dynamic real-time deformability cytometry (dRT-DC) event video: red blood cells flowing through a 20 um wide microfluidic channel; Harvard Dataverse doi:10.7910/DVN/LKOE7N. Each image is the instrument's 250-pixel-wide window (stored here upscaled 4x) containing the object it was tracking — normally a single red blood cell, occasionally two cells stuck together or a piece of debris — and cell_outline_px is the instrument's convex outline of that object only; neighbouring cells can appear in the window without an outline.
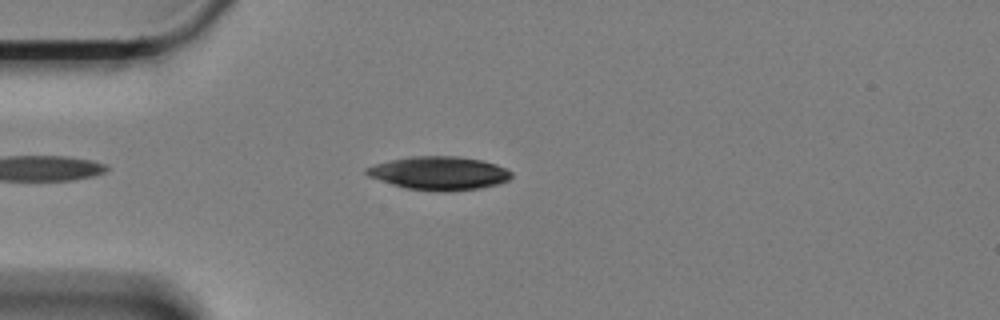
{"species": "Egyptian fruit bat (a non-hibernating species)", "species_latin": "Rousettus aegyptiacus", "temperature_condition": "cold", "stored_images_in_passage": 42, "camera_frame_rate_fps": 3000, "um_per_image_px": 0.085, "animal": {"sex": "female"}, "frame": {"image": 1, "passage_image": 7, "time_ms": 2.0, "image_size_px": [1000, 320], "cell_outline_px": [[512, 176], [508, 180], [496, 184], [480, 188], [448, 192], [440, 192], [404, 188], [368, 176], [364, 172], [364, 168], [376, 164], [392, 160], [412, 156], [456, 156], [480, 160], [496, 164], [512, 172]], "centroid_in_image_um": [37.31, 14.73], "position_along_channel_um": 47.7, "area_um2": 28.15}}
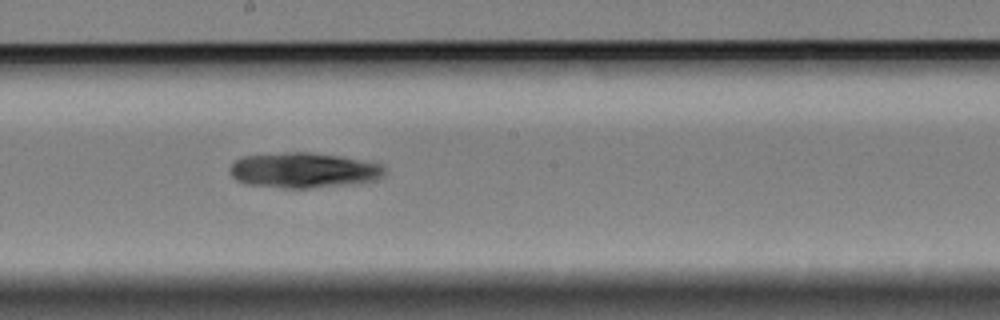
{"frame": {"image": 2, "passage_image": 24, "time_ms": 7.667, "image_size_px": [1000, 320], "cell_outline_px": [[384, 172], [376, 180], [352, 184], [312, 188], [280, 188], [244, 184], [236, 180], [228, 172], [228, 168], [236, 160], [244, 156], [284, 152], [308, 152], [340, 156], [380, 164], [384, 168]], "centroid_in_image_um": [25.74, 14.48], "position_along_channel_um": 222.5, "area_um2": 31.91}}
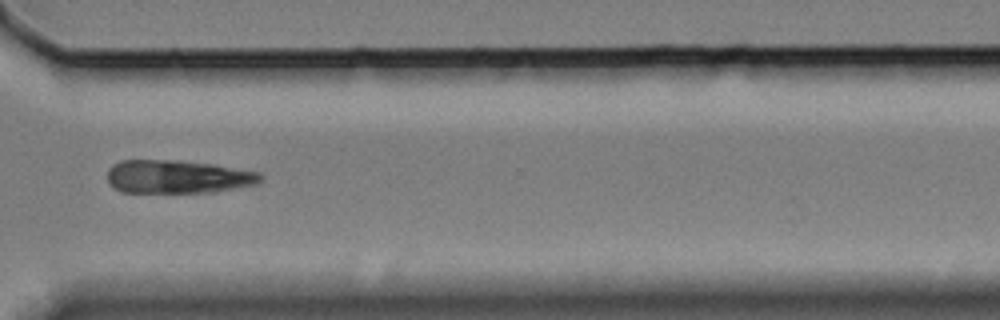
{"frame": {"image": 3, "passage_image": 36, "time_ms": 11.667, "image_size_px": [1000, 320], "cell_outline_px": [[264, 180], [260, 184], [216, 192], [120, 192], [108, 184], [108, 168], [112, 164], [120, 160], [180, 160], [212, 164], [260, 172], [264, 176]], "centroid_in_image_um": [15.14, 15.02], "position_along_channel_um": 355.5, "area_um2": 30.23}}